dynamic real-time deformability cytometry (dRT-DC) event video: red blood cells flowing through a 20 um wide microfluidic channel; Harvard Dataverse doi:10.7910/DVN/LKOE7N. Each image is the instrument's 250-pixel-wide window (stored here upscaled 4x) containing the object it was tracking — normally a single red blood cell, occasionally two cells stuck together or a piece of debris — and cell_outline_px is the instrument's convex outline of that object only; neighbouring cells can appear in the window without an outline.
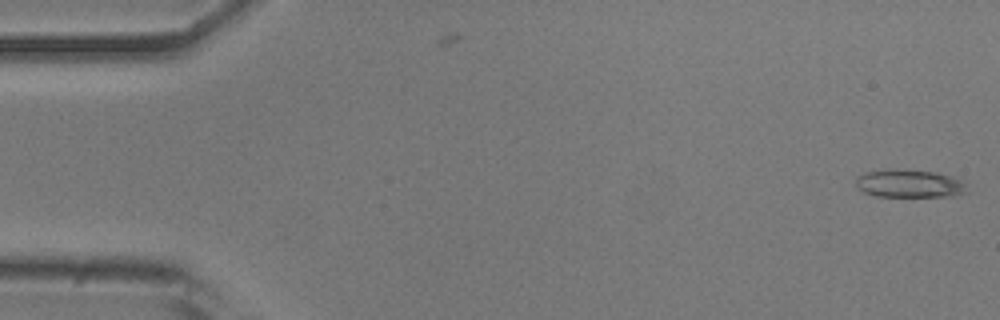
{"species": "common noctule bat (a hibernating species)", "species_latin": "Nyctalus noctula", "temperature_condition": "room temperature", "stored_images_in_passage": 2, "camera_frame_rate_fps": 3000, "um_per_image_px": 0.085, "animal": {"sex": "male", "body_mass_g": 20.5, "forearm_length_mm": 52.5}, "frame": {"image": 1, "passage_image": 2, "time_ms": 0.333, "image_size_px": [1000, 320], "cell_outline_px": [[968, 192], [952, 196], [876, 196], [864, 192], [856, 188], [856, 176], [864, 172], [888, 168], [936, 172], [960, 180], [964, 184]], "centroid_in_image_um": [77.22, 15.59], "position_along_channel_um": 7.8, "area_um2": 18.15}}